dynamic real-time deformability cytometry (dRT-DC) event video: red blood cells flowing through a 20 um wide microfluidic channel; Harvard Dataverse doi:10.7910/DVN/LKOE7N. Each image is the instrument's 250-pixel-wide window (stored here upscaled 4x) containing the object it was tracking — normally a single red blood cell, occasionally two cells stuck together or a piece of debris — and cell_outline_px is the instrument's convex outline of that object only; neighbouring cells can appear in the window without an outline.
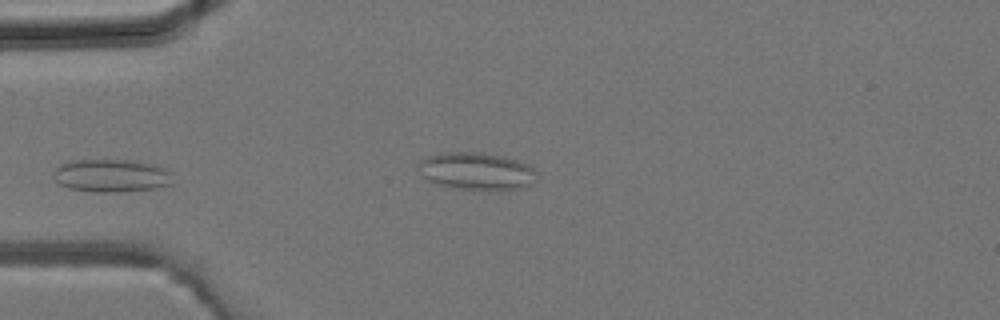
{"species": "common noctule bat (a hibernating species)", "species_latin": "Nyctalus noctula", "temperature_condition": "room temperature", "stored_images_in_passage": 3, "camera_frame_rate_fps": 3000, "um_per_image_px": 0.085, "animal": {"sex": "male", "body_mass_g": 19.2, "forearm_length_mm": 51.8}, "frame": {"image": 1, "passage_image": 2, "time_ms": 0.333, "image_size_px": [1000, 320], "cell_outline_px": [[172, 184], [156, 188], [120, 192], [92, 192], [68, 188], [60, 184], [52, 176], [52, 172], [60, 164], [76, 160], [128, 160], [156, 164], [164, 168], [168, 172]], "centroid_in_image_um": [9.43, 14.93], "position_along_channel_um": 75.6, "area_um2": 22.89}}